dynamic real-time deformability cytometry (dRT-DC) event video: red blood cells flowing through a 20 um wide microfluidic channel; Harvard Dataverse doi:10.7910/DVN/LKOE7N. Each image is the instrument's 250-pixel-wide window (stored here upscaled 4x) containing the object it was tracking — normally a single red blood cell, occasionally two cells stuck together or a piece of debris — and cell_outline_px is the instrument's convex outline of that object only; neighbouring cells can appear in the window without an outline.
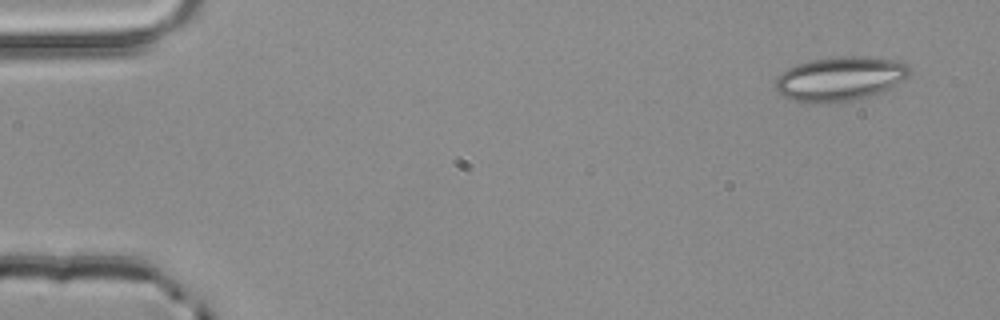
{"species": "common noctule bat (a hibernating species)", "species_latin": "Nyctalus noctula", "temperature_condition": "room temperature", "stored_images_in_passage": 4, "camera_frame_rate_fps": 3000, "um_per_image_px": 0.085, "animal": {"sex": "male", "body_mass_g": 20.4}, "frame": {"image": 1, "passage_image": 1, "time_ms": 0.0, "image_size_px": [1000, 320], "cell_outline_px": [[912, 68], [908, 76], [904, 80], [880, 92], [868, 96], [848, 100], [792, 100], [784, 96], [776, 88], [776, 76], [788, 68], [796, 64], [812, 60], [836, 56], [856, 56], [900, 60], [908, 64]], "centroid_in_image_um": [71.46, 6.63], "position_along_channel_um": 13.5, "area_um2": 33.7}}
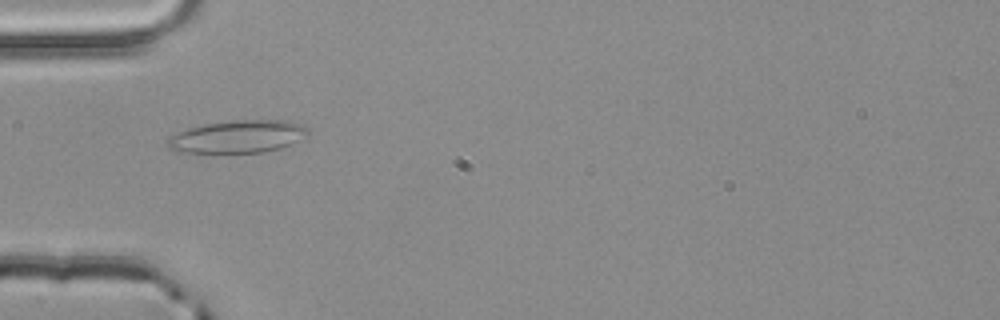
{"frame": {"image": 2, "passage_image": 3, "time_ms": 0.667, "image_size_px": [1000, 320], "cell_outline_px": [[308, 132], [296, 140], [280, 148], [260, 152], [184, 152], [168, 148], [164, 144], [172, 136], [188, 128], [204, 124], [228, 120], [284, 120], [300, 124], [308, 128]], "centroid_in_image_um": [20.16, 11.59], "position_along_channel_um": 64.8, "area_um2": 26.13}}